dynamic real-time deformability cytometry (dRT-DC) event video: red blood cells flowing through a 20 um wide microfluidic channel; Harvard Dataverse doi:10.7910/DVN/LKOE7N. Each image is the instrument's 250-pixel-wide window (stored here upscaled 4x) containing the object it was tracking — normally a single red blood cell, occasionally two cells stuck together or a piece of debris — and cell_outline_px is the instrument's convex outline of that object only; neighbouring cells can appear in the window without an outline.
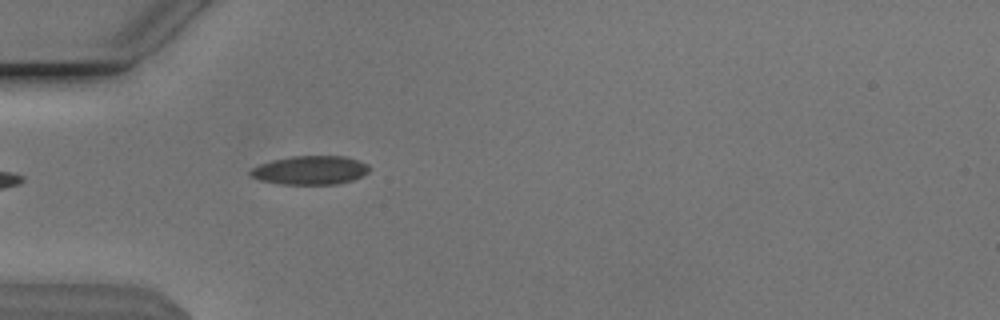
{"species": "Egyptian fruit bat (a non-hibernating species)", "species_latin": "Rousettus aegyptiacus", "temperature_condition": "cold", "stored_images_in_passage": 20, "camera_frame_rate_fps": 3000, "um_per_image_px": 0.085, "animal": {"sex": "male"}, "frame": {"image": 1, "passage_image": 1, "time_ms": 0.0, "image_size_px": [1000, 320], "cell_outline_px": [[372, 168], [368, 172], [352, 180], [336, 184], [280, 184], [260, 180], [252, 176], [248, 172], [252, 168], [260, 164], [272, 160], [292, 156], [344, 156], [368, 164]], "centroid_in_image_um": [26.37, 14.46], "position_along_channel_um": 58.6, "area_um2": 19.83}}
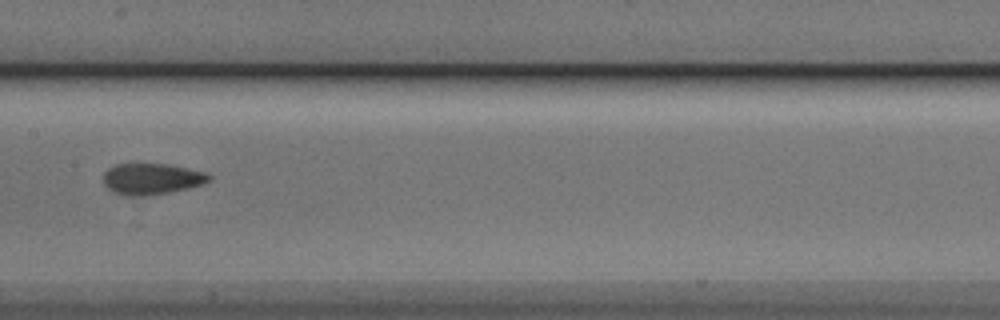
{"frame": {"image": 2, "passage_image": 12, "time_ms": 3.667, "image_size_px": [1000, 320], "cell_outline_px": [[212, 176], [204, 184], [188, 188], [168, 192], [132, 196], [124, 196], [108, 188], [104, 184], [104, 172], [108, 168], [116, 164], [168, 164], [204, 172]], "centroid_in_image_um": [12.88, 15.19], "position_along_channel_um": 194.5, "area_um2": 18.84}}
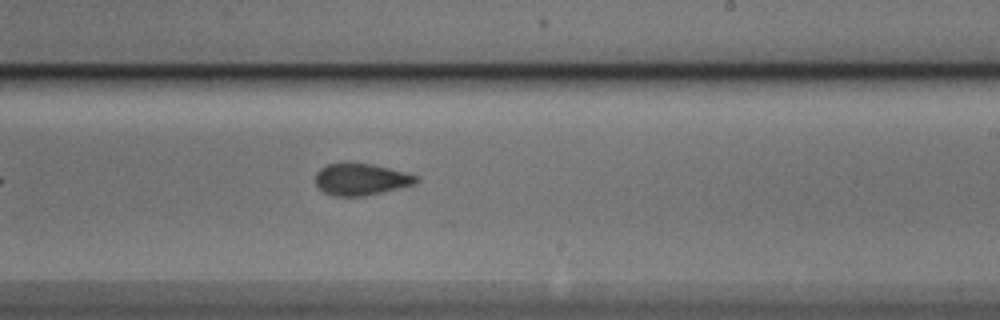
{"frame": {"image": 3, "passage_image": 17, "time_ms": 5.333, "image_size_px": [1000, 320], "cell_outline_px": [[420, 180], [416, 184], [400, 188], [364, 196], [332, 196], [324, 192], [316, 184], [316, 172], [320, 168], [328, 164], [372, 164], [420, 176]], "centroid_in_image_um": [30.72, 15.26], "position_along_channel_um": 258.3, "area_um2": 18.5}}